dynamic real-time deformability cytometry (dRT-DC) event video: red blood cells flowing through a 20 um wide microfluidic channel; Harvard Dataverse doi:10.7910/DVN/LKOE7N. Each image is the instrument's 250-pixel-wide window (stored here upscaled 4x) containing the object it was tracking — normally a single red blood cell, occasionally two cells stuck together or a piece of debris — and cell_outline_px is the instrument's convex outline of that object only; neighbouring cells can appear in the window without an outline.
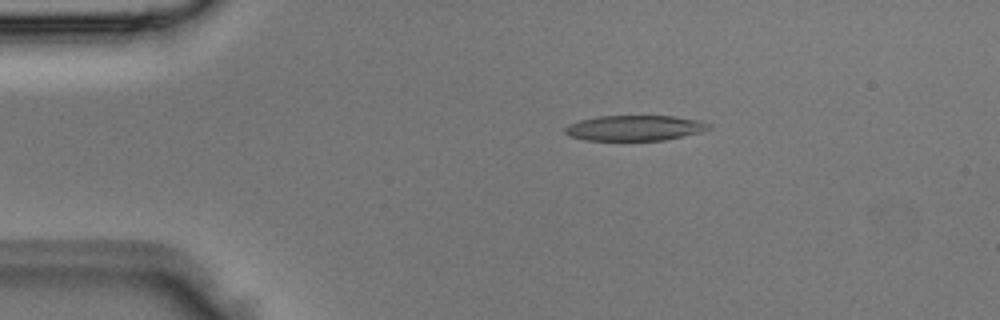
{"species": "Egyptian fruit bat (a non-hibernating species)", "species_latin": "Rousettus aegyptiacus", "temperature_condition": "room temperature", "stored_images_in_passage": 4, "camera_frame_rate_fps": 3000, "um_per_image_px": 0.085, "animal": {"sex": "male"}, "frame": {"image": 1, "passage_image": 3, "time_ms": 0.667, "image_size_px": [1000, 320], "cell_outline_px": [[712, 128], [700, 132], [664, 140], [584, 140], [568, 136], [564, 132], [564, 128], [568, 124], [580, 120], [596, 116], [676, 116], [700, 120], [712, 124]], "centroid_in_image_um": [53.95, 10.87], "position_along_channel_um": 31.1, "area_um2": 21.44}}